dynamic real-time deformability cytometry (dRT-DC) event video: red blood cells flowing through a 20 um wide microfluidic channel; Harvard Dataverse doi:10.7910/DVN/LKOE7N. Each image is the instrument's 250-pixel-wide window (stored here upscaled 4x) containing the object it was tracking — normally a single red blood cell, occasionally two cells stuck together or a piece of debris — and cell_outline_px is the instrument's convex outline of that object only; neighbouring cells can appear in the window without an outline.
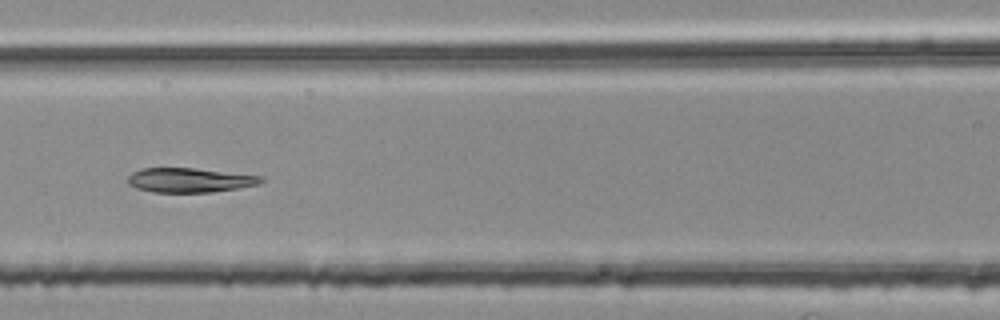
{"species": "common noctule bat (a hibernating species)", "species_latin": "Nyctalus noctula", "temperature_condition": "room temperature", "stored_images_in_passage": 53, "segment_of_instrument_passage": [2, 2], "camera_frame_rate_fps": 3000, "um_per_image_px": 0.085, "animal": {"sex": "female", "body_mass_g": 25.1}, "frame": {"image": 1, "passage_image": 24, "time_ms": 7.667, "image_size_px": [1000, 320], "cell_outline_px": [[264, 180], [260, 184], [212, 192], [152, 192], [136, 188], [128, 184], [128, 176], [132, 172], [144, 168], [196, 168], [260, 176]], "centroid_in_image_um": [16.09, 15.31], "position_along_channel_um": 150.5, "area_um2": 18.84}}
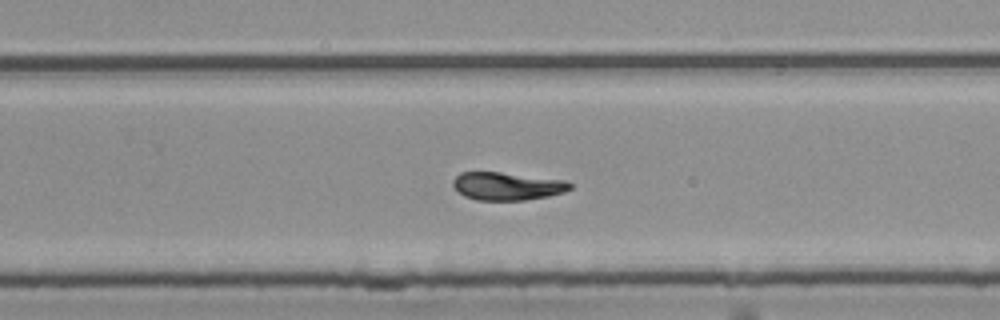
{"frame": {"image": 2, "passage_image": 35, "time_ms": 11.333, "image_size_px": [1000, 320], "cell_outline_px": [[572, 188], [564, 192], [548, 196], [524, 200], [476, 200], [464, 196], [452, 184], [452, 180], [460, 172], [500, 172], [564, 180], [572, 184]], "centroid_in_image_um": [43.1, 15.82], "position_along_channel_um": 286.7, "area_um2": 18.96}}
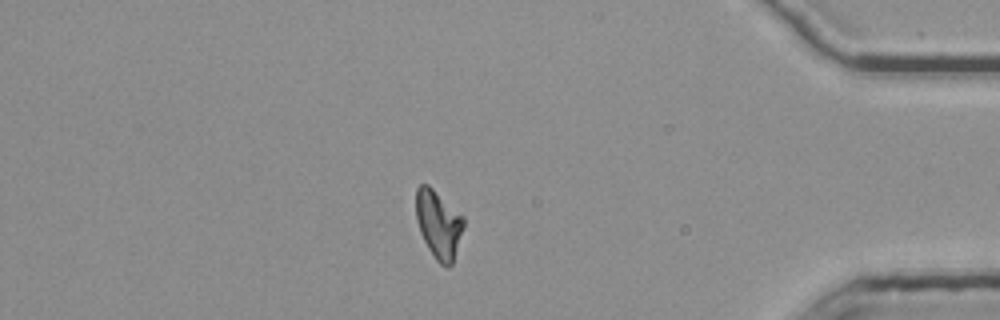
{"frame": {"image": 3, "passage_image": 47, "time_ms": 15.333, "image_size_px": [1000, 320], "cell_outline_px": [[464, 228], [452, 264], [448, 268], [444, 268], [436, 260], [428, 248], [420, 232], [416, 220], [416, 188], [420, 184], [428, 184], [464, 216]], "centroid_in_image_um": [37.28, 19.07], "position_along_channel_um": 397.9, "area_um2": 19.07}}